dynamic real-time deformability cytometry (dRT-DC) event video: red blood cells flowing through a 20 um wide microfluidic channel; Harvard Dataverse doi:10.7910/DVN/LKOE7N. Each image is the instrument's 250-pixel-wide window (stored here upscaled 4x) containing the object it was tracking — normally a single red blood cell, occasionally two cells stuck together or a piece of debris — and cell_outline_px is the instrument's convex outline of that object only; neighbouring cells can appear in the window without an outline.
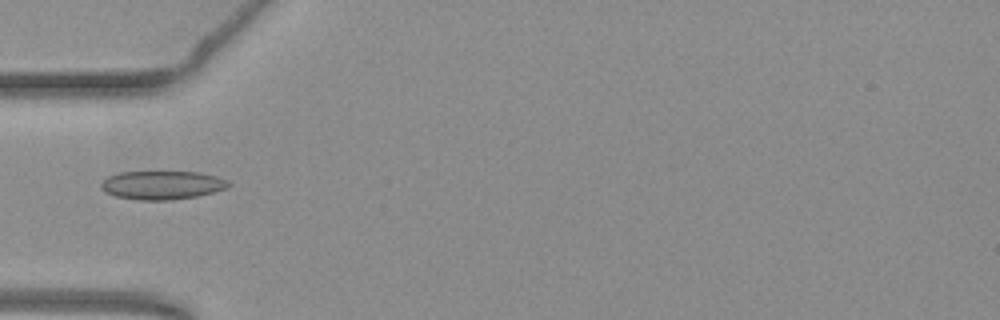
{"species": "common noctule bat (a hibernating species)", "species_latin": "Nyctalus noctula", "temperature_condition": "warm", "stored_images_in_passage": 35, "camera_frame_rate_fps": 3000, "um_per_image_px": 0.085, "animal": {"sex": "female", "body_mass_g": 19.3, "forearm_length_mm": 54.1}, "frame": {"image": 1, "passage_image": 1, "time_ms": 0.0, "image_size_px": [1000, 320], "cell_outline_px": [[232, 184], [224, 188], [212, 192], [196, 196], [168, 200], [140, 200], [116, 196], [104, 192], [100, 188], [100, 184], [108, 176], [120, 172], [200, 172], [216, 176], [228, 180]], "centroid_in_image_um": [13.75, 15.73], "position_along_channel_um": 71.2, "area_um2": 21.1}}
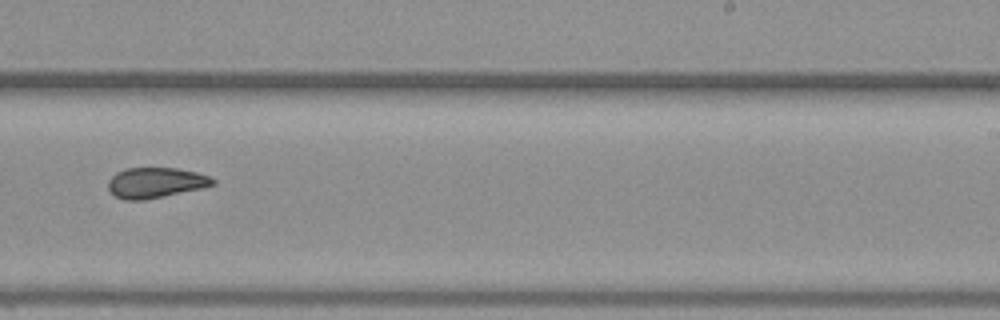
{"frame": {"image": 2, "passage_image": 17, "time_ms": 5.333, "image_size_px": [1000, 320], "cell_outline_px": [[216, 184], [200, 188], [144, 200], [124, 200], [116, 196], [108, 188], [108, 180], [116, 172], [124, 168], [176, 168], [196, 172], [208, 176], [216, 180]], "centroid_in_image_um": [13.2, 15.52], "position_along_channel_um": 275.8, "area_um2": 18.38}}
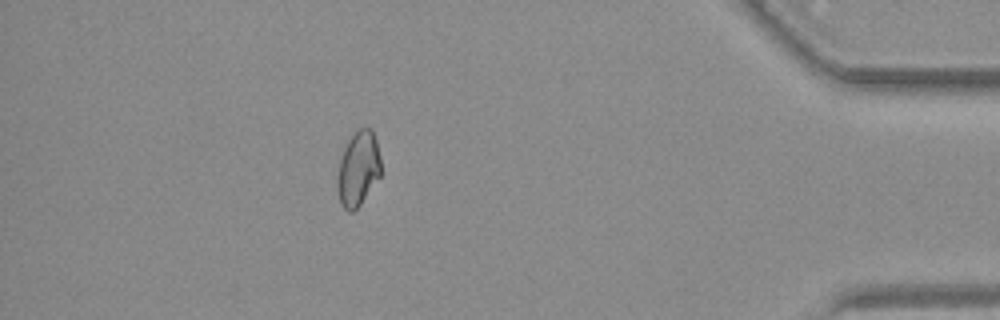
{"frame": {"image": 3, "passage_image": 31, "time_ms": 10.0, "image_size_px": [1000, 320], "cell_outline_px": [[380, 176], [360, 204], [352, 212], [348, 212], [340, 204], [336, 188], [336, 176], [340, 160], [344, 148], [348, 140], [360, 128], [372, 128], [376, 140], [380, 156]], "centroid_in_image_um": [30.42, 14.36], "position_along_channel_um": 404.8, "area_um2": 18.96}}